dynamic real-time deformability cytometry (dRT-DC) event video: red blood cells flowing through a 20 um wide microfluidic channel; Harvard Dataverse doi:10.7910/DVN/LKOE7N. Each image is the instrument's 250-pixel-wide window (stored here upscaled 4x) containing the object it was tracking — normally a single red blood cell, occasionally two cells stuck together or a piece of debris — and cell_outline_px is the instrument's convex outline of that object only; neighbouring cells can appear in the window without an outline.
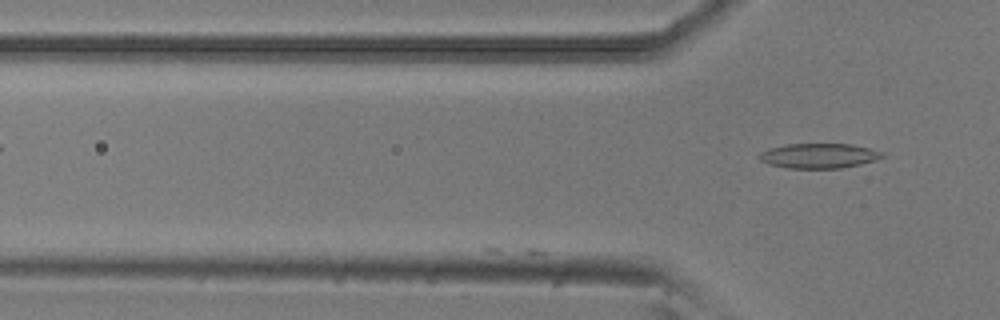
{"species": "common noctule bat (a hibernating species)", "species_latin": "Nyctalus noctula", "temperature_condition": "room temperature", "stored_images_in_passage": 4, "camera_frame_rate_fps": 3000, "um_per_image_px": 0.085, "animal": {"sex": "male", "body_mass_g": 20.5, "forearm_length_mm": 52.5}, "frame": {"image": 1, "passage_image": 4, "time_ms": 1.0, "image_size_px": [1000, 320], "cell_outline_px": [[884, 156], [876, 160], [844, 168], [788, 168], [768, 164], [760, 160], [756, 156], [760, 152], [768, 148], [788, 144], [852, 144], [884, 152]], "centroid_in_image_um": [69.58, 13.24], "position_along_channel_um": 56.2, "area_um2": 17.92}}